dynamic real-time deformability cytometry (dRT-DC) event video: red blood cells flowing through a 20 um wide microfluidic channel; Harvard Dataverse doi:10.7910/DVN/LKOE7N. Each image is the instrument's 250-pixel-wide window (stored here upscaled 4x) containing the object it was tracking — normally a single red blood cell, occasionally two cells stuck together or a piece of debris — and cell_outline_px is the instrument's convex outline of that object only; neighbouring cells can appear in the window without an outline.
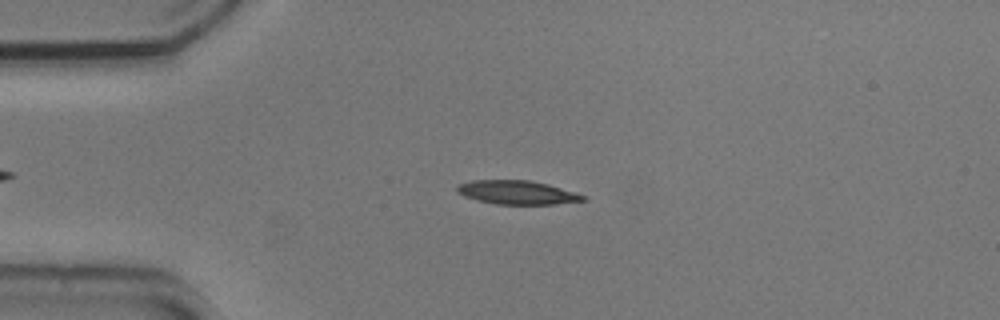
{"species": "common noctule bat (a hibernating species)", "species_latin": "Nyctalus noctula", "temperature_condition": "cold", "stored_images_in_passage": 52, "camera_frame_rate_fps": 3000, "um_per_image_px": 0.085, "animal": {"sex": "male", "body_mass_g": 20.5, "forearm_length_mm": 52.5}, "frame": {"image": 1, "passage_image": 12, "time_ms": 3.667, "image_size_px": [1000, 320], "cell_outline_px": [[588, 200], [556, 204], [496, 204], [476, 200], [464, 196], [456, 192], [456, 188], [460, 184], [472, 180], [528, 180], [548, 184], [588, 196]], "centroid_in_image_um": [43.98, 16.36], "position_along_channel_um": 41.0, "area_um2": 17.51}}
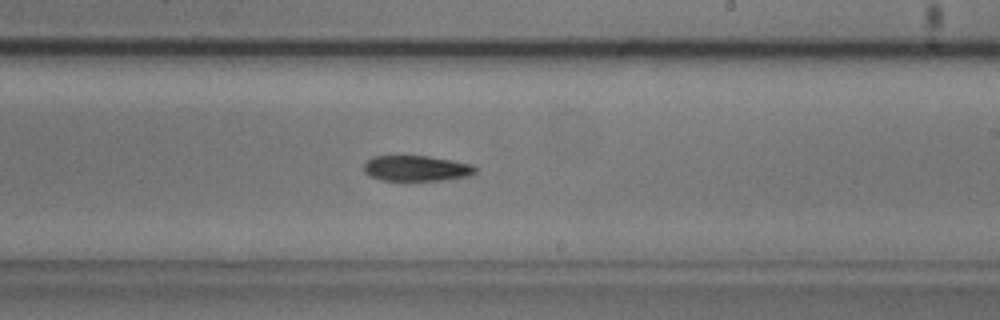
{"frame": {"image": 2, "passage_image": 31, "time_ms": 10.0, "image_size_px": [1000, 320], "cell_outline_px": [[476, 172], [472, 176], [440, 180], [380, 180], [368, 176], [364, 172], [364, 164], [372, 156], [428, 156], [476, 164]], "centroid_in_image_um": [35.43, 14.31], "position_along_channel_um": 253.6, "area_um2": 16.82}}
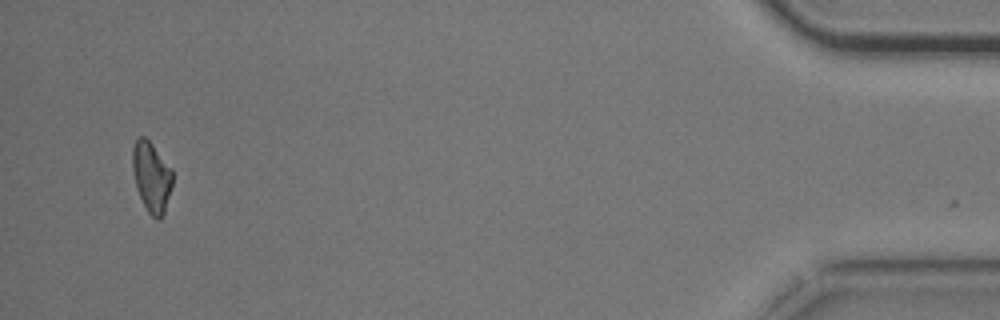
{"frame": {"image": 3, "passage_image": 51, "time_ms": 16.667, "image_size_px": [1000, 320], "cell_outline_px": [[172, 184], [164, 212], [160, 220], [156, 220], [148, 212], [140, 196], [136, 184], [132, 168], [132, 148], [136, 140], [140, 136], [144, 136], [152, 144], [172, 168]], "centroid_in_image_um": [12.88, 15.02], "position_along_channel_um": 422.3, "area_um2": 16.18}, "authors_computed_cell_mechanics": {"area_um2": 17.2244, "velocity_mm_per_s": 3.7331, "shape_relaxation_time_tau1_ms": 3.5824, "shape_relaxation_time_tau2_ms": null, "deformation_change_tau1": 0.1073, "deformation_change_tau2": null}}